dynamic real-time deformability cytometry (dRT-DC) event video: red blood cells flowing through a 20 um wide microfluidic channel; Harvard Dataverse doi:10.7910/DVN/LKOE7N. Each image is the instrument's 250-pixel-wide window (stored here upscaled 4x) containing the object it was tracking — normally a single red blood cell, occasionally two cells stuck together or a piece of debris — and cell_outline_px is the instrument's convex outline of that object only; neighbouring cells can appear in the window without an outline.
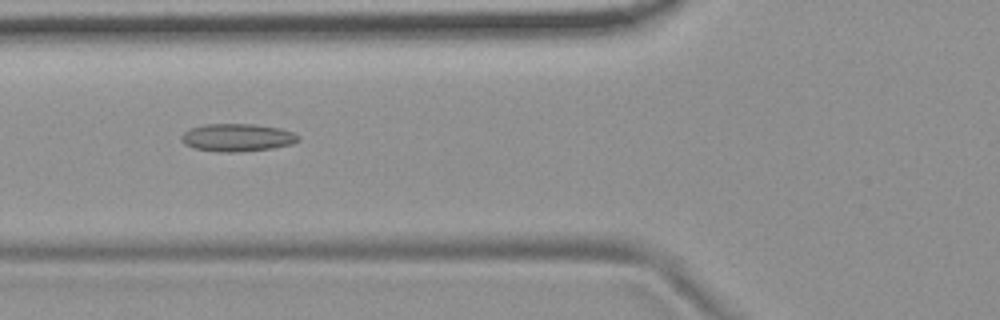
{"species": "common noctule bat (a hibernating species)", "species_latin": "Nyctalus noctula", "temperature_condition": "room temperature", "stored_images_in_passage": 52, "camera_frame_rate_fps": 3000, "um_per_image_px": 0.085, "animal": {"sex": "female", "body_mass_g": 19.9}, "frame": {"image": 1, "passage_image": 17, "time_ms": 5.333, "image_size_px": [1000, 320], "cell_outline_px": [[300, 140], [292, 144], [272, 148], [236, 152], [220, 152], [196, 148], [184, 144], [180, 140], [180, 136], [184, 132], [192, 128], [204, 124], [256, 124], [280, 128], [292, 132], [300, 136]], "centroid_in_image_um": [20.18, 11.68], "position_along_channel_um": 105.6, "area_um2": 18.9}}
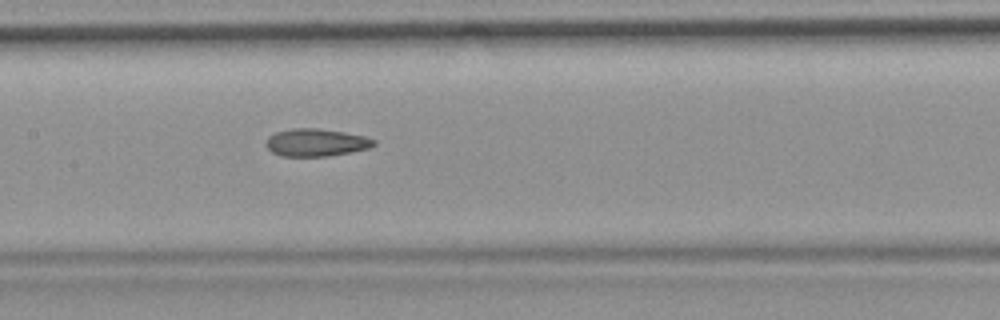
{"frame": {"image": 2, "passage_image": 23, "time_ms": 7.333, "image_size_px": [1000, 320], "cell_outline_px": [[376, 144], [368, 148], [328, 156], [280, 156], [272, 152], [268, 148], [268, 136], [276, 132], [292, 128], [316, 128], [344, 132], [364, 136], [376, 140]], "centroid_in_image_um": [26.87, 12.11], "position_along_channel_um": 180.5, "area_um2": 17.11}}
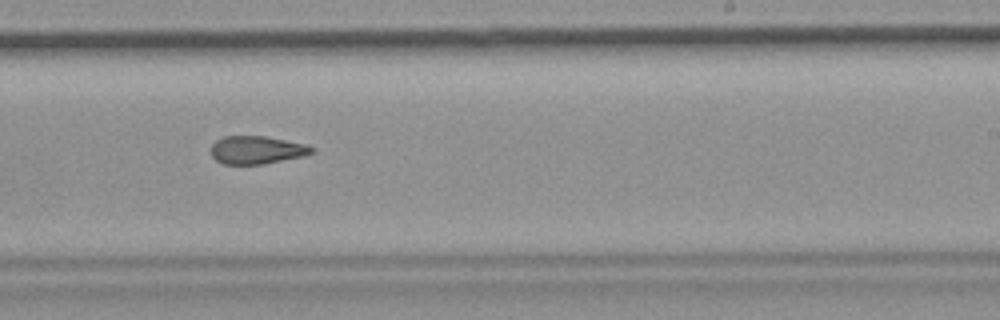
{"frame": {"image": 3, "passage_image": 30, "time_ms": 9.667, "image_size_px": [1000, 320], "cell_outline_px": [[312, 152], [304, 156], [260, 164], [224, 164], [216, 160], [212, 156], [212, 144], [216, 140], [224, 136], [264, 136], [308, 144], [312, 148]], "centroid_in_image_um": [21.81, 12.74], "position_along_channel_um": 267.2, "area_um2": 16.24}}